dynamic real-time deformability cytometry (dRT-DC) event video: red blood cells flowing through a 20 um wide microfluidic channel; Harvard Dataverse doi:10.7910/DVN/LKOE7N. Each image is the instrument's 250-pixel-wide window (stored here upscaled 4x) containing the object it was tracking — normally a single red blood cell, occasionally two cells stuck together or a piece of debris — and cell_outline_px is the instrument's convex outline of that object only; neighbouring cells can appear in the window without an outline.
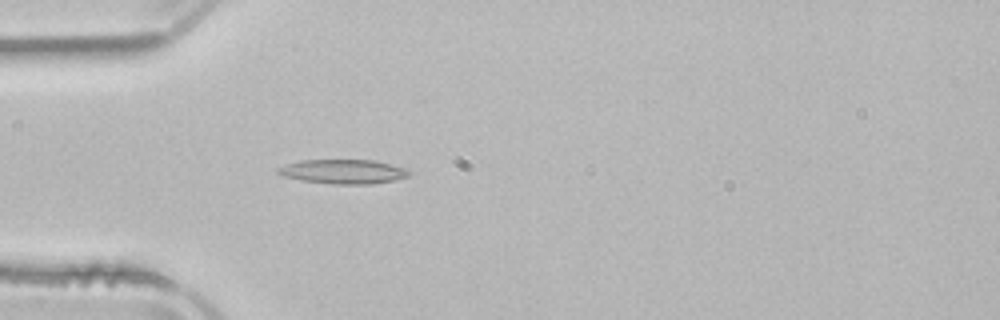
{"species": "common noctule bat (a hibernating species)", "species_latin": "Nyctalus noctula", "temperature_condition": "room temperature", "stored_images_in_passage": 3, "camera_frame_rate_fps": 3000, "um_per_image_px": 0.085, "animal": {"sex": "male", "body_mass_g": 21.5, "forearm_length_mm": 52.0}, "frame": {"image": 1, "passage_image": 3, "time_ms": 4.333, "image_size_px": [1000, 320], "cell_outline_px": [[412, 172], [408, 176], [396, 180], [372, 184], [332, 184], [300, 180], [284, 176], [276, 172], [276, 168], [284, 164], [300, 160], [372, 160], [404, 168]], "centroid_in_image_um": [29.13, 14.59], "position_along_channel_um": 55.9, "area_um2": 18.61}}